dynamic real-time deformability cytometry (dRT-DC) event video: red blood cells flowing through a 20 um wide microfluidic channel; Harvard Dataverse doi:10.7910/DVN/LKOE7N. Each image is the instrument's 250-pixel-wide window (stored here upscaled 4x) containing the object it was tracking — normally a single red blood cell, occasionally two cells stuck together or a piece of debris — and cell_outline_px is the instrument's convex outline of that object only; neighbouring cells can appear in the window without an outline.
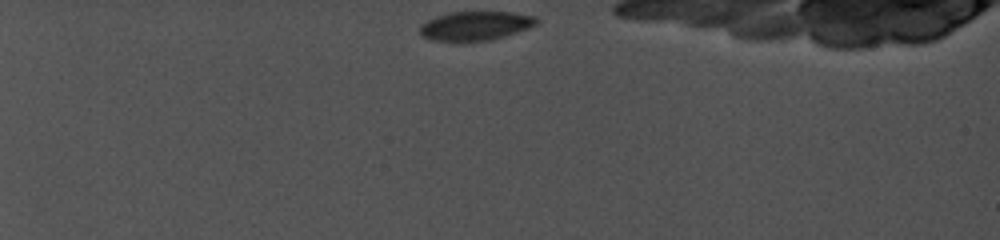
{"species": "common noctule bat (a hibernating species)", "species_latin": "Nyctalus noctula", "temperature_condition": "cold", "stored_images_in_passage": 25, "camera_frame_rate_fps": 5000, "um_per_image_px": 0.085, "animal": {"sex": "female", "body_mass_g": 19.0, "forearm_length_mm": 56.7}, "frame": {"image": 1, "passage_image": 1, "time_ms": 0.0, "image_size_px": [1000, 240], "cell_outline_px": [[540, 20], [536, 24], [528, 28], [492, 40], [432, 40], [420, 36], [420, 24], [436, 16], [448, 12], [512, 12], [536, 16]], "centroid_in_image_um": [40.41, 2.17], "position_along_channel_um": 44.6, "area_um2": 19.59}}
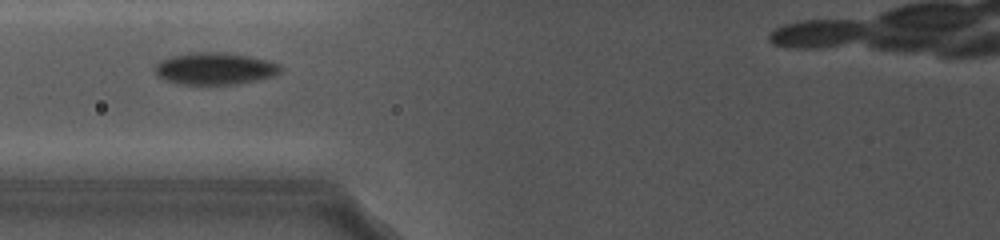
{"frame": {"image": 2, "passage_image": 9, "time_ms": 4.2, "image_size_px": [1000, 240], "cell_outline_px": [[284, 68], [280, 72], [272, 76], [236, 84], [180, 84], [164, 80], [156, 76], [156, 64], [160, 60], [172, 56], [200, 52], [224, 52], [248, 56], [268, 60]], "centroid_in_image_um": [18.24, 5.83], "position_along_channel_um": 107.6, "area_um2": 23.18}}
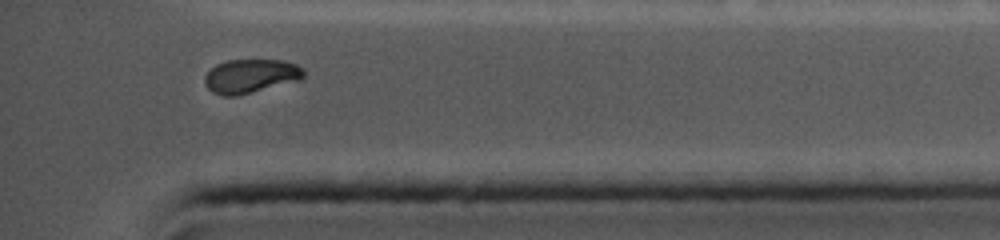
{"frame": {"image": 3, "passage_image": 24, "time_ms": 12.0, "image_size_px": [1000, 240], "cell_outline_px": [[304, 76], [300, 80], [236, 96], [224, 96], [212, 92], [208, 88], [204, 80], [204, 76], [216, 64], [228, 60], [280, 60], [296, 64], [304, 68]], "centroid_in_image_um": [21.31, 6.46], "position_along_channel_um": 413.9, "area_um2": 19.48}, "authors_computed_cell_mechanics": {"area_um2": 21.2126, "velocity_mm_per_s": 3.9127, "shape_relaxation_time_tau1_ms": 4.2601, "shape_relaxation_time_tau2_ms": null, "deformation_change_tau1": 0.0728, "deformation_change_tau2": null}}